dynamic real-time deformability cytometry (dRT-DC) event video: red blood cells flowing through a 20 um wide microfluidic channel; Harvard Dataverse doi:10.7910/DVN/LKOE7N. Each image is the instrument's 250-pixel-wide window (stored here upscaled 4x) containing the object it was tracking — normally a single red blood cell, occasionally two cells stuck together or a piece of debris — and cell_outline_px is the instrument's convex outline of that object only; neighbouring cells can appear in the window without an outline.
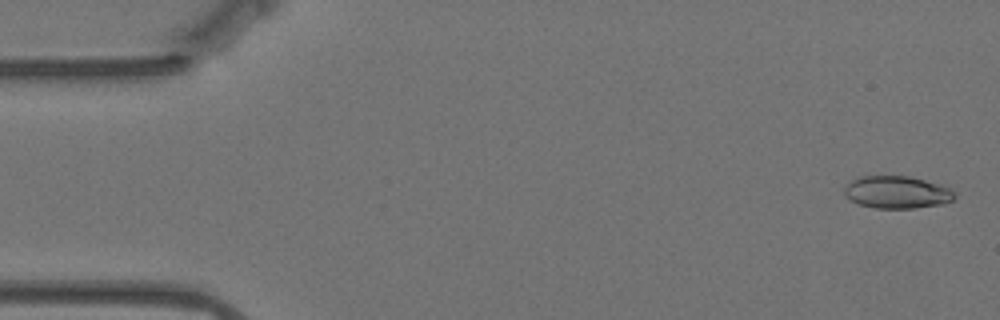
{"species": "Egyptian fruit bat (a non-hibernating species)", "species_latin": "Rousettus aegyptiacus", "temperature_condition": "warm", "stored_images_in_passage": 21, "camera_frame_rate_fps": 3000, "um_per_image_px": 0.085, "animal": {"sex": "female"}, "frame": {"image": 1, "passage_image": 2, "time_ms": 0.333, "image_size_px": [1000, 320], "cell_outline_px": [[956, 196], [952, 200], [944, 204], [912, 208], [876, 208], [860, 204], [848, 200], [844, 192], [844, 188], [852, 180], [860, 176], [908, 176], [924, 180], [948, 188], [956, 192]], "centroid_in_image_um": [76.23, 16.34], "position_along_channel_um": 8.8, "area_um2": 20.69}}
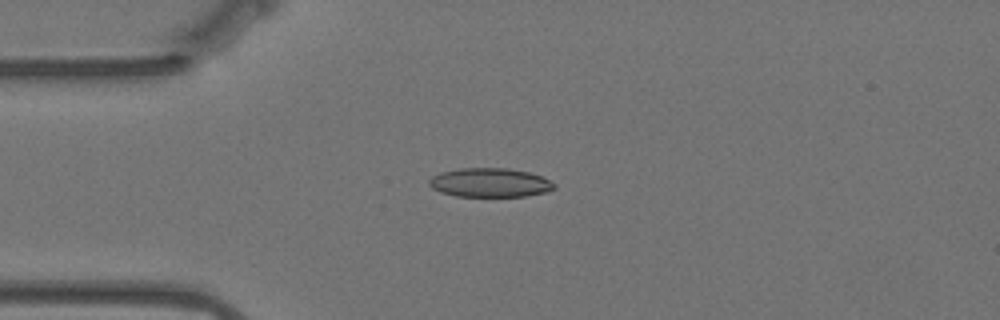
{"frame": {"image": 2, "passage_image": 14, "time_ms": 4.333, "image_size_px": [1000, 320], "cell_outline_px": [[556, 188], [544, 192], [524, 196], [456, 196], [440, 192], [432, 188], [428, 184], [428, 180], [432, 176], [440, 172], [460, 168], [508, 168], [528, 172], [540, 176], [556, 184]], "centroid_in_image_um": [41.6, 15.52], "position_along_channel_um": 43.4, "area_um2": 21.1}}
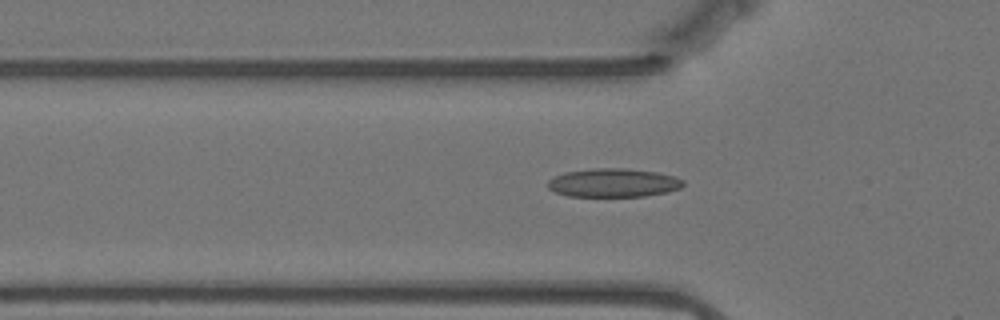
{"frame": {"image": 3, "passage_image": 18, "time_ms": 5.667, "image_size_px": [1000, 320], "cell_outline_px": [[684, 184], [680, 188], [668, 192], [644, 196], [568, 196], [556, 192], [548, 188], [548, 180], [564, 172], [596, 168], [624, 168], [656, 172], [676, 176], [684, 180]], "centroid_in_image_um": [52.16, 15.53], "position_along_channel_um": 73.6, "area_um2": 22.54}}